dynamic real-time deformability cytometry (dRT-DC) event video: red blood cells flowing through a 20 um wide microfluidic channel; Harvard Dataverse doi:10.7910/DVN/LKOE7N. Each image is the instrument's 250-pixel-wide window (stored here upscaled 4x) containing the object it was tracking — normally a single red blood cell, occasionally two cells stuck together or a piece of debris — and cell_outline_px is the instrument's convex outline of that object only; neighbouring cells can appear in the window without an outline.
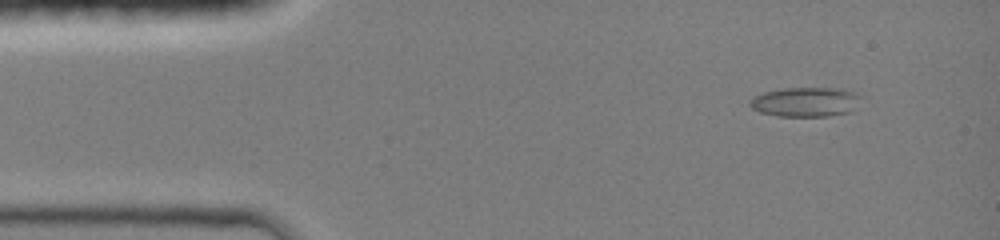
{"species": "common noctule bat (a hibernating species)", "species_latin": "Nyctalus noctula", "temperature_condition": "room temperature", "stored_images_in_passage": 11, "camera_frame_rate_fps": 3000, "um_per_image_px": 0.085, "animal": {"sex": "female", "body_mass_g": 19.0, "forearm_length_mm": 51.5}, "frame": {"image": 1, "passage_image": 3, "time_ms": 1.0, "image_size_px": [1000, 240], "cell_outline_px": [[860, 96], [852, 112], [828, 116], [776, 116], [760, 112], [752, 108], [748, 104], [748, 100], [764, 92], [784, 88], [840, 88], [852, 92]], "centroid_in_image_um": [68.43, 8.67], "position_along_channel_um": 16.6, "area_um2": 19.02}}
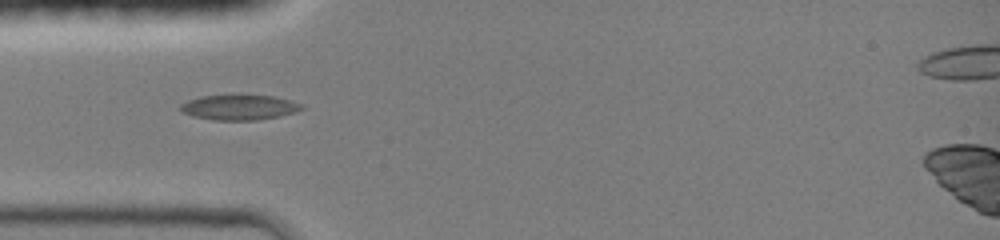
{"frame": {"image": 2, "passage_image": 8, "time_ms": 4.0, "image_size_px": [1000, 240], "cell_outline_px": [[304, 108], [296, 112], [280, 116], [256, 120], [212, 120], [192, 116], [180, 112], [180, 104], [188, 100], [200, 96], [232, 92], [240, 92], [276, 96], [304, 104]], "centroid_in_image_um": [20.33, 9.07], "position_along_channel_um": 64.7, "area_um2": 18.96}}
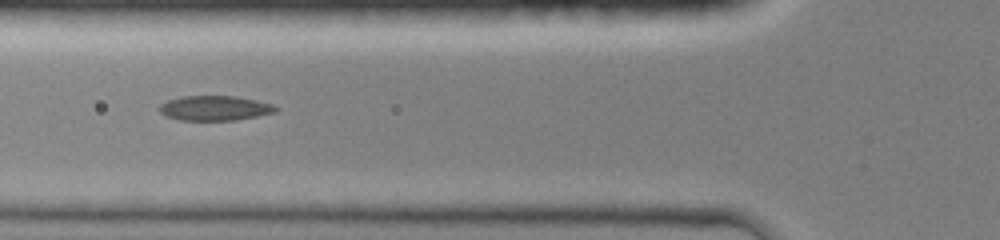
{"frame": {"image": 3, "passage_image": 10, "time_ms": 5.0, "image_size_px": [1000, 240], "cell_outline_px": [[280, 108], [276, 112], [236, 120], [180, 120], [164, 116], [160, 112], [160, 104], [168, 100], [180, 96], [236, 96], [256, 100], [272, 104]], "centroid_in_image_um": [18.25, 9.19], "position_along_channel_um": 107.5, "area_um2": 16.88}}